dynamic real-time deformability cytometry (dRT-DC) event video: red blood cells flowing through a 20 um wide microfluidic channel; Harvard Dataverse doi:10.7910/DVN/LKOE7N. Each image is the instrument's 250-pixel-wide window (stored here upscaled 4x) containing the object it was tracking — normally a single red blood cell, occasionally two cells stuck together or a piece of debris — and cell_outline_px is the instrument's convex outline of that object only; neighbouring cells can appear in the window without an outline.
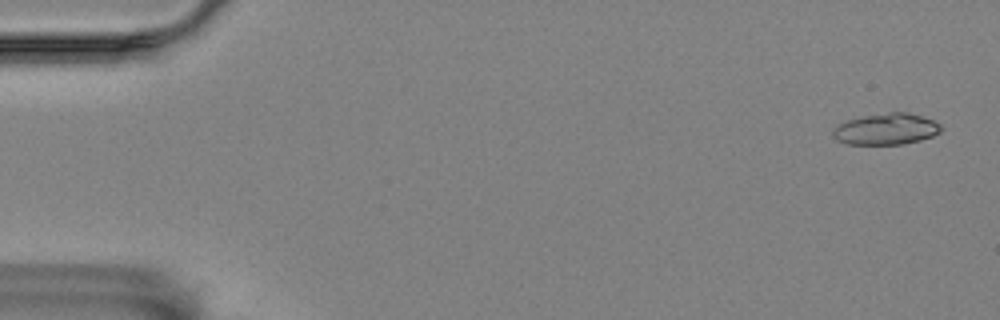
{"species": "Egyptian fruit bat (a non-hibernating species)", "species_latin": "Rousettus aegyptiacus", "temperature_condition": "room temperature", "stored_images_in_passage": 6, "camera_frame_rate_fps": 3000, "um_per_image_px": 0.085, "animal": {"sex": "female"}, "frame": {"image": 1, "passage_image": 1, "time_ms": 0.0, "image_size_px": [1000, 320], "cell_outline_px": [[940, 132], [932, 136], [920, 140], [904, 144], [848, 144], [836, 140], [832, 136], [832, 128], [848, 120], [864, 116], [888, 112], [908, 112], [932, 120], [940, 124]], "centroid_in_image_um": [75.29, 10.98], "position_along_channel_um": 9.7, "area_um2": 19.59}}
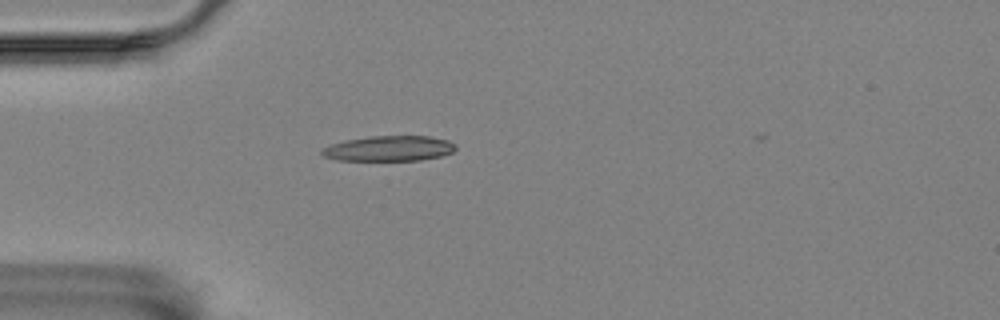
{"frame": {"image": 2, "passage_image": 5, "time_ms": 4.667, "image_size_px": [1000, 320], "cell_outline_px": [[456, 148], [452, 152], [444, 156], [420, 160], [336, 160], [324, 156], [320, 152], [324, 148], [332, 144], [344, 140], [368, 136], [428, 136], [448, 140], [456, 144]], "centroid_in_image_um": [33.1, 12.62], "position_along_channel_um": 51.9, "area_um2": 19.77}}